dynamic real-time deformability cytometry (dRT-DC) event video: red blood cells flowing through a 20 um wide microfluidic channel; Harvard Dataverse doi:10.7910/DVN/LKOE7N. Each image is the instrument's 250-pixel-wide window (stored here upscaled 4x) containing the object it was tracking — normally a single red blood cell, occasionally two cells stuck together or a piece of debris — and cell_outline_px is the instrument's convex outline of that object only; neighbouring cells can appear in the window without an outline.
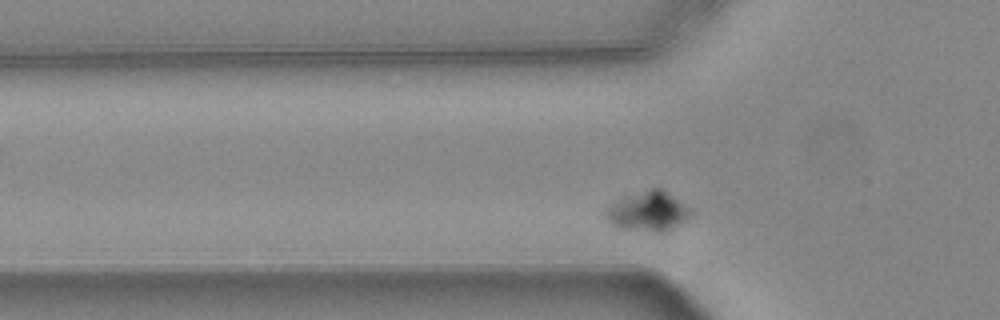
{"species": "common noctule bat (a hibernating species)", "species_latin": "Nyctalus noctula", "temperature_condition": "warm", "stored_images_in_passage": 37, "camera_frame_rate_fps": 3000, "um_per_image_px": 0.085, "animal": {"sex": "female", "body_mass_g": 24.6, "forearm_length_mm": 56.2}, "frame": {"image": 1, "passage_image": 6, "time_ms": 1.667, "image_size_px": [1000, 320], "cell_outline_px": [[692, 216], [660, 232], [652, 232], [620, 228], [612, 224], [604, 216], [604, 208], [624, 196], [648, 188], [660, 188], [692, 208]], "centroid_in_image_um": [55.04, 17.94], "position_along_channel_um": 70.8, "area_um2": 19.59}}
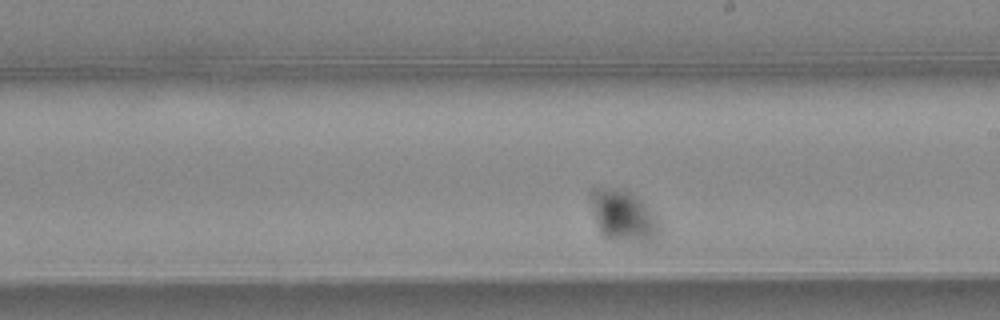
{"frame": {"image": 2, "passage_image": 21, "time_ms": 6.667, "image_size_px": [1000, 320], "cell_outline_px": [[660, 232], [652, 244], [644, 244], [620, 240], [604, 236], [600, 232], [588, 196], [588, 188], [608, 188], [632, 192], [648, 208], [660, 224]], "centroid_in_image_um": [52.98, 18.36], "position_along_channel_um": 236.0, "area_um2": 20.69}}
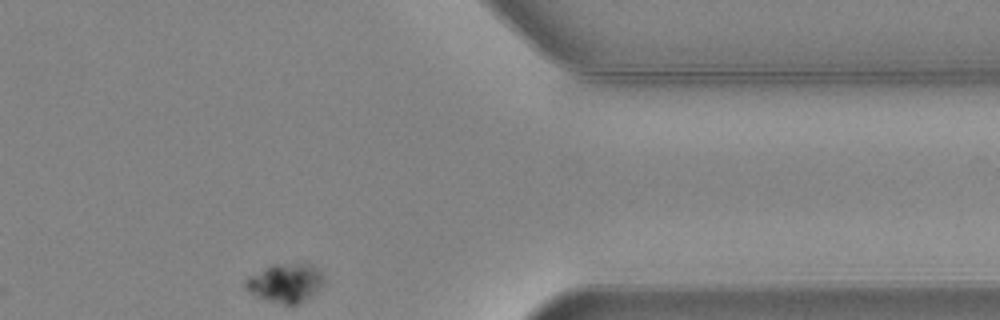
{"frame": {"image": 3, "passage_image": 36, "time_ms": 11.667, "image_size_px": [1000, 320], "cell_outline_px": [[324, 284], [312, 296], [296, 304], [284, 304], [264, 300], [256, 296], [244, 288], [244, 280], [264, 268], [272, 264], [312, 264], [320, 268], [324, 276]], "centroid_in_image_um": [24.29, 24.04], "position_along_channel_um": 387.1, "area_um2": 17.86}}